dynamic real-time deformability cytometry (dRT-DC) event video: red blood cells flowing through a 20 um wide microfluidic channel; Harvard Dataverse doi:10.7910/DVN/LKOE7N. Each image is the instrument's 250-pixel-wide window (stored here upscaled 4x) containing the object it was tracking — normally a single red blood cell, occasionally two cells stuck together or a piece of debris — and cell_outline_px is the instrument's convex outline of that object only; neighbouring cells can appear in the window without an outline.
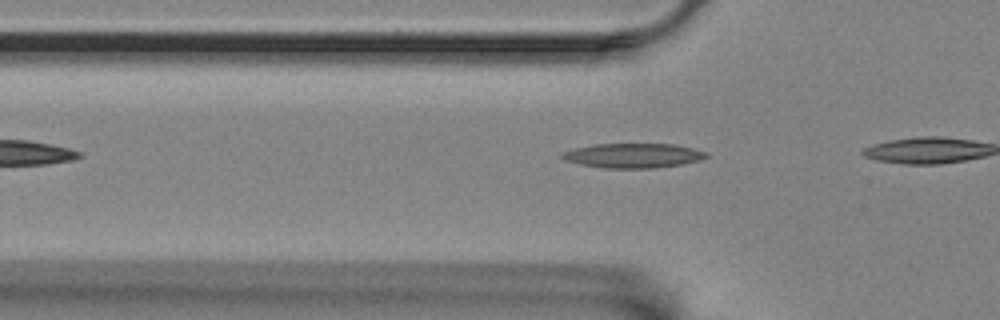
{"species": "Egyptian fruit bat (a non-hibernating species)", "species_latin": "Rousettus aegyptiacus", "temperature_condition": "room temperature", "stored_images_in_passage": 5, "camera_frame_rate_fps": 3000, "um_per_image_px": 0.085, "animal": {"sex": "female"}, "frame": {"image": 1, "passage_image": 2, "time_ms": 0.333, "image_size_px": [1000, 320], "cell_outline_px": [[708, 156], [700, 160], [680, 164], [652, 168], [604, 168], [580, 164], [564, 160], [560, 156], [564, 152], [576, 148], [596, 144], [676, 144], [708, 152]], "centroid_in_image_um": [53.83, 13.22], "position_along_channel_um": 72.0, "area_um2": 20.46}}